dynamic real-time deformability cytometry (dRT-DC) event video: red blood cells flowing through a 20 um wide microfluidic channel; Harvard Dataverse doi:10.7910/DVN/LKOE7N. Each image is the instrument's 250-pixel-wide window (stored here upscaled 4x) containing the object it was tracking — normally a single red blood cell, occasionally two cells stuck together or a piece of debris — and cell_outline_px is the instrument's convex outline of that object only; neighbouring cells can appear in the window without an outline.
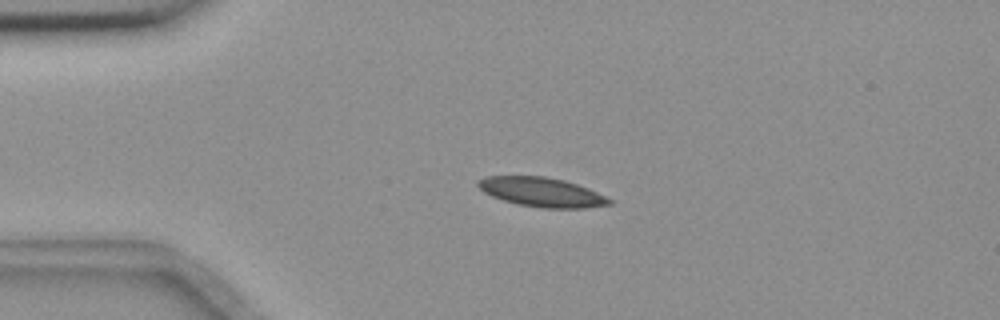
{"species": "common noctule bat (a hibernating species)", "species_latin": "Nyctalus noctula", "temperature_condition": "room temperature", "stored_images_in_passage": 4, "camera_frame_rate_fps": 3000, "um_per_image_px": 0.085, "animal": {"sex": "female", "body_mass_g": 18.4}, "frame": {"image": 1, "passage_image": 3, "time_ms": 0.667, "image_size_px": [1000, 320], "cell_outline_px": [[612, 204], [584, 208], [540, 208], [516, 204], [492, 196], [484, 192], [476, 184], [484, 176], [544, 176], [564, 180], [588, 188], [612, 200]], "centroid_in_image_um": [46.04, 16.33], "position_along_channel_um": 39.0, "area_um2": 22.31}}